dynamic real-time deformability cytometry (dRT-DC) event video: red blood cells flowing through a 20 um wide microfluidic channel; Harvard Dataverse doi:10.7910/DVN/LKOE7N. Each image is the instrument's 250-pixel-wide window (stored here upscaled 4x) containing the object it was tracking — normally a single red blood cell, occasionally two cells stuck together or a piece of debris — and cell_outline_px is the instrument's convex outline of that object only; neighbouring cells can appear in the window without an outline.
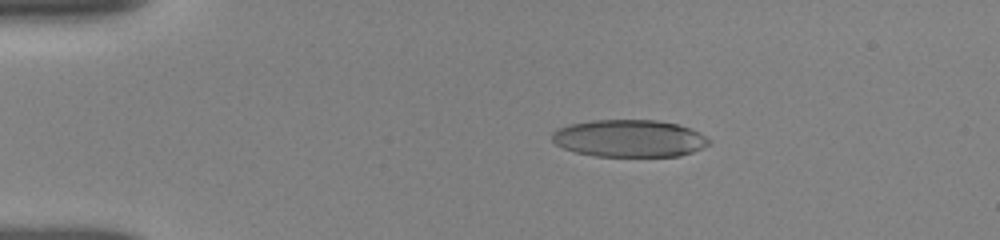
{"species": "human", "species_latin": "Homo sapiens", "temperature_condition": "room temperature", "stored_images_in_passage": 25, "camera_frame_rate_fps": 3000, "um_per_image_px": 0.085, "donor": {"sex": "female"}, "frame": {"image": 1, "passage_image": 14, "time_ms": 3.0, "image_size_px": [1000, 240], "cell_outline_px": [[712, 144], [692, 152], [680, 156], [596, 156], [576, 152], [564, 148], [556, 144], [552, 140], [552, 132], [556, 128], [568, 124], [592, 120], [656, 120], [676, 124], [692, 128], [700, 132], [712, 140]], "centroid_in_image_um": [53.52, 11.76], "position_along_channel_um": 31.5, "area_um2": 34.39}}